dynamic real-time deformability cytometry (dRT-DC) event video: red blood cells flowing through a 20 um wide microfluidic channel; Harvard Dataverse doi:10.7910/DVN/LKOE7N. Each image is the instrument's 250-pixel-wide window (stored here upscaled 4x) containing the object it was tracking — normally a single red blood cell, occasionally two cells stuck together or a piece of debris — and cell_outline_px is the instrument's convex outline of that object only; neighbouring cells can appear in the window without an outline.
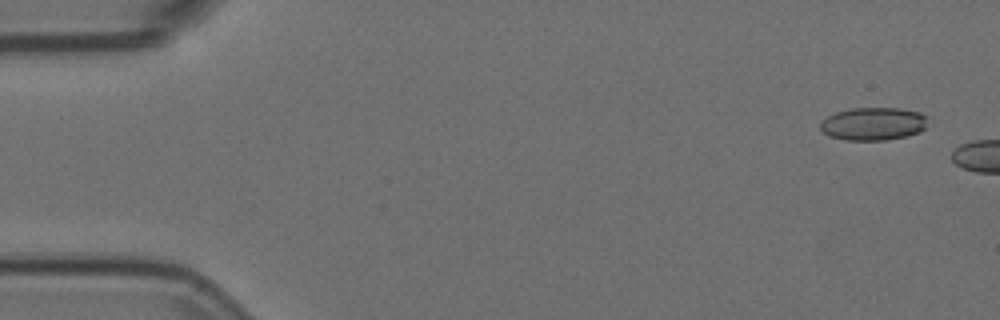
{"species": "Egyptian fruit bat (a non-hibernating species)", "species_latin": "Rousettus aegyptiacus", "temperature_condition": "room temperature", "stored_images_in_passage": 3, "camera_frame_rate_fps": 3000, "um_per_image_px": 0.085, "animal": {"sex": "female"}, "frame": {"image": 1, "passage_image": 1, "time_ms": 0.0, "image_size_px": [1000, 320], "cell_outline_px": [[928, 116], [924, 128], [920, 132], [904, 136], [884, 140], [848, 140], [828, 136], [820, 128], [820, 120], [836, 112], [852, 108], [900, 108], [920, 112]], "centroid_in_image_um": [74.22, 10.51], "position_along_channel_um": 10.8, "area_um2": 20.63}}